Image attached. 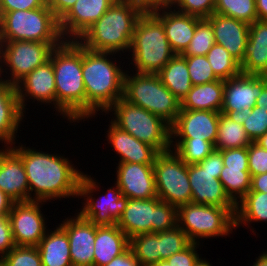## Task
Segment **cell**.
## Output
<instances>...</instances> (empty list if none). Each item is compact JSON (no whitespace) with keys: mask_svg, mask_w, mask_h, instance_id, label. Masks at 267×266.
Listing matches in <instances>:
<instances>
[{"mask_svg":"<svg viewBox=\"0 0 267 266\" xmlns=\"http://www.w3.org/2000/svg\"><path fill=\"white\" fill-rule=\"evenodd\" d=\"M25 167L29 191L35 192L33 200L78 196L79 182L83 173L74 169L73 164L64 157L46 154L21 147L11 148Z\"/></svg>","mask_w":267,"mask_h":266,"instance_id":"6da1fadb","label":"cell"},{"mask_svg":"<svg viewBox=\"0 0 267 266\" xmlns=\"http://www.w3.org/2000/svg\"><path fill=\"white\" fill-rule=\"evenodd\" d=\"M55 74L56 108L73 122L86 118V91L82 74V45L65 40L49 59Z\"/></svg>","mask_w":267,"mask_h":266,"instance_id":"7a4b0ae2","label":"cell"},{"mask_svg":"<svg viewBox=\"0 0 267 266\" xmlns=\"http://www.w3.org/2000/svg\"><path fill=\"white\" fill-rule=\"evenodd\" d=\"M144 11L133 1L115 0L109 9L77 40L97 52L130 50L136 21ZM83 40V41H82Z\"/></svg>","mask_w":267,"mask_h":266,"instance_id":"3957f363","label":"cell"},{"mask_svg":"<svg viewBox=\"0 0 267 266\" xmlns=\"http://www.w3.org/2000/svg\"><path fill=\"white\" fill-rule=\"evenodd\" d=\"M112 52H97L82 46V74L86 91V117L96 110H107L123 98L124 75L115 63L107 59Z\"/></svg>","mask_w":267,"mask_h":266,"instance_id":"277c9868","label":"cell"},{"mask_svg":"<svg viewBox=\"0 0 267 266\" xmlns=\"http://www.w3.org/2000/svg\"><path fill=\"white\" fill-rule=\"evenodd\" d=\"M131 48L138 73L157 74L175 55L162 21L152 11H144L136 21Z\"/></svg>","mask_w":267,"mask_h":266,"instance_id":"5b68a950","label":"cell"},{"mask_svg":"<svg viewBox=\"0 0 267 266\" xmlns=\"http://www.w3.org/2000/svg\"><path fill=\"white\" fill-rule=\"evenodd\" d=\"M59 20L45 4L34 10L0 13V41H33L60 45ZM62 39V40H61Z\"/></svg>","mask_w":267,"mask_h":266,"instance_id":"8992f818","label":"cell"},{"mask_svg":"<svg viewBox=\"0 0 267 266\" xmlns=\"http://www.w3.org/2000/svg\"><path fill=\"white\" fill-rule=\"evenodd\" d=\"M135 75L131 77L125 73L123 99L155 114L172 126L180 112V101L163 85L158 74Z\"/></svg>","mask_w":267,"mask_h":266,"instance_id":"52a82bcc","label":"cell"},{"mask_svg":"<svg viewBox=\"0 0 267 266\" xmlns=\"http://www.w3.org/2000/svg\"><path fill=\"white\" fill-rule=\"evenodd\" d=\"M112 109L116 117L112 122L139 141L153 146L158 152H165L173 147L171 126L160 117L123 98L117 100L107 111Z\"/></svg>","mask_w":267,"mask_h":266,"instance_id":"ba28073f","label":"cell"},{"mask_svg":"<svg viewBox=\"0 0 267 266\" xmlns=\"http://www.w3.org/2000/svg\"><path fill=\"white\" fill-rule=\"evenodd\" d=\"M177 216V207L158 197L129 199L116 225L131 239L140 234L171 230L178 226Z\"/></svg>","mask_w":267,"mask_h":266,"instance_id":"9c48e42d","label":"cell"},{"mask_svg":"<svg viewBox=\"0 0 267 266\" xmlns=\"http://www.w3.org/2000/svg\"><path fill=\"white\" fill-rule=\"evenodd\" d=\"M235 212L236 207H217L190 202L177 208V222L188 239L197 243L196 239L199 237L228 235L235 228Z\"/></svg>","mask_w":267,"mask_h":266,"instance_id":"30bf717a","label":"cell"},{"mask_svg":"<svg viewBox=\"0 0 267 266\" xmlns=\"http://www.w3.org/2000/svg\"><path fill=\"white\" fill-rule=\"evenodd\" d=\"M157 197L177 208L192 202L188 165L172 150L159 152L153 164Z\"/></svg>","mask_w":267,"mask_h":266,"instance_id":"8fae6325","label":"cell"},{"mask_svg":"<svg viewBox=\"0 0 267 266\" xmlns=\"http://www.w3.org/2000/svg\"><path fill=\"white\" fill-rule=\"evenodd\" d=\"M4 46V50H3ZM58 45L33 41H0V62L11 67L12 80L6 82L17 86L19 82L38 66L49 61L53 49Z\"/></svg>","mask_w":267,"mask_h":266,"instance_id":"7c38bea8","label":"cell"},{"mask_svg":"<svg viewBox=\"0 0 267 266\" xmlns=\"http://www.w3.org/2000/svg\"><path fill=\"white\" fill-rule=\"evenodd\" d=\"M96 188H98L96 182L91 177L82 174L79 182L78 196H90L86 198L85 206L79 214L97 226H113L117 224L126 209L129 198L123 196V193L116 185V189H108L102 201H94L95 198L92 199L91 193L95 192Z\"/></svg>","mask_w":267,"mask_h":266,"instance_id":"4fadbf2b","label":"cell"},{"mask_svg":"<svg viewBox=\"0 0 267 266\" xmlns=\"http://www.w3.org/2000/svg\"><path fill=\"white\" fill-rule=\"evenodd\" d=\"M267 76L240 74L224 81L222 114L240 118L256 106Z\"/></svg>","mask_w":267,"mask_h":266,"instance_id":"5bb4252c","label":"cell"},{"mask_svg":"<svg viewBox=\"0 0 267 266\" xmlns=\"http://www.w3.org/2000/svg\"><path fill=\"white\" fill-rule=\"evenodd\" d=\"M41 202H14L8 217L16 246H38L46 235L45 220L39 206Z\"/></svg>","mask_w":267,"mask_h":266,"instance_id":"9a60e30c","label":"cell"},{"mask_svg":"<svg viewBox=\"0 0 267 266\" xmlns=\"http://www.w3.org/2000/svg\"><path fill=\"white\" fill-rule=\"evenodd\" d=\"M221 172H210L198 164L188 165V178L192 190V203L217 207H237L228 197L222 182Z\"/></svg>","mask_w":267,"mask_h":266,"instance_id":"2e32d148","label":"cell"},{"mask_svg":"<svg viewBox=\"0 0 267 266\" xmlns=\"http://www.w3.org/2000/svg\"><path fill=\"white\" fill-rule=\"evenodd\" d=\"M220 112L180 109L171 126V138H194L215 144ZM174 136V137H173Z\"/></svg>","mask_w":267,"mask_h":266,"instance_id":"e0dca14e","label":"cell"},{"mask_svg":"<svg viewBox=\"0 0 267 266\" xmlns=\"http://www.w3.org/2000/svg\"><path fill=\"white\" fill-rule=\"evenodd\" d=\"M68 235L73 266H94L96 225L79 213L59 225Z\"/></svg>","mask_w":267,"mask_h":266,"instance_id":"ac0fdd59","label":"cell"},{"mask_svg":"<svg viewBox=\"0 0 267 266\" xmlns=\"http://www.w3.org/2000/svg\"><path fill=\"white\" fill-rule=\"evenodd\" d=\"M117 185L129 199L157 197L153 164L119 163Z\"/></svg>","mask_w":267,"mask_h":266,"instance_id":"d6986e66","label":"cell"},{"mask_svg":"<svg viewBox=\"0 0 267 266\" xmlns=\"http://www.w3.org/2000/svg\"><path fill=\"white\" fill-rule=\"evenodd\" d=\"M0 190L14 202L33 200L22 159L11 149L0 150Z\"/></svg>","mask_w":267,"mask_h":266,"instance_id":"ffe728a7","label":"cell"},{"mask_svg":"<svg viewBox=\"0 0 267 266\" xmlns=\"http://www.w3.org/2000/svg\"><path fill=\"white\" fill-rule=\"evenodd\" d=\"M115 0H77L68 13L59 21L62 37L72 36L77 40L96 22ZM76 37V38H75Z\"/></svg>","mask_w":267,"mask_h":266,"instance_id":"44dd1931","label":"cell"},{"mask_svg":"<svg viewBox=\"0 0 267 266\" xmlns=\"http://www.w3.org/2000/svg\"><path fill=\"white\" fill-rule=\"evenodd\" d=\"M207 20L212 25L215 43L223 46L241 64L244 59L250 25L216 13L209 16Z\"/></svg>","mask_w":267,"mask_h":266,"instance_id":"7402d4cb","label":"cell"},{"mask_svg":"<svg viewBox=\"0 0 267 266\" xmlns=\"http://www.w3.org/2000/svg\"><path fill=\"white\" fill-rule=\"evenodd\" d=\"M16 90L22 111L26 106L24 103L27 95H30L42 103L52 104L53 102L56 108L55 74L52 62L49 60L45 64L34 69L17 84Z\"/></svg>","mask_w":267,"mask_h":266,"instance_id":"603a6c76","label":"cell"},{"mask_svg":"<svg viewBox=\"0 0 267 266\" xmlns=\"http://www.w3.org/2000/svg\"><path fill=\"white\" fill-rule=\"evenodd\" d=\"M241 73L267 76V21L250 24Z\"/></svg>","mask_w":267,"mask_h":266,"instance_id":"cb8c5ba5","label":"cell"},{"mask_svg":"<svg viewBox=\"0 0 267 266\" xmlns=\"http://www.w3.org/2000/svg\"><path fill=\"white\" fill-rule=\"evenodd\" d=\"M109 127L107 137L115 151L121 155L119 163L154 164L159 152L153 146L120 129L112 120Z\"/></svg>","mask_w":267,"mask_h":266,"instance_id":"d4e9b609","label":"cell"},{"mask_svg":"<svg viewBox=\"0 0 267 266\" xmlns=\"http://www.w3.org/2000/svg\"><path fill=\"white\" fill-rule=\"evenodd\" d=\"M159 9L152 11L161 21L170 47L175 54H182L192 40L196 24L201 20L196 16L174 11Z\"/></svg>","mask_w":267,"mask_h":266,"instance_id":"484cf974","label":"cell"},{"mask_svg":"<svg viewBox=\"0 0 267 266\" xmlns=\"http://www.w3.org/2000/svg\"><path fill=\"white\" fill-rule=\"evenodd\" d=\"M23 111L20 108L16 86L0 79V140L5 144H14L15 134ZM16 131V133H15Z\"/></svg>","mask_w":267,"mask_h":266,"instance_id":"4316f807","label":"cell"},{"mask_svg":"<svg viewBox=\"0 0 267 266\" xmlns=\"http://www.w3.org/2000/svg\"><path fill=\"white\" fill-rule=\"evenodd\" d=\"M94 244V266L108 264L130 248V239L116 224L97 226Z\"/></svg>","mask_w":267,"mask_h":266,"instance_id":"83f0119b","label":"cell"},{"mask_svg":"<svg viewBox=\"0 0 267 266\" xmlns=\"http://www.w3.org/2000/svg\"><path fill=\"white\" fill-rule=\"evenodd\" d=\"M224 96V81L193 85L180 102V109L221 112Z\"/></svg>","mask_w":267,"mask_h":266,"instance_id":"f1b7e54d","label":"cell"},{"mask_svg":"<svg viewBox=\"0 0 267 266\" xmlns=\"http://www.w3.org/2000/svg\"><path fill=\"white\" fill-rule=\"evenodd\" d=\"M43 266H73L67 233L59 226L47 233L37 246Z\"/></svg>","mask_w":267,"mask_h":266,"instance_id":"f546056e","label":"cell"},{"mask_svg":"<svg viewBox=\"0 0 267 266\" xmlns=\"http://www.w3.org/2000/svg\"><path fill=\"white\" fill-rule=\"evenodd\" d=\"M163 85L181 102L192 88L186 58L174 57L157 73Z\"/></svg>","mask_w":267,"mask_h":266,"instance_id":"4dcf8cb0","label":"cell"},{"mask_svg":"<svg viewBox=\"0 0 267 266\" xmlns=\"http://www.w3.org/2000/svg\"><path fill=\"white\" fill-rule=\"evenodd\" d=\"M251 143L240 118L220 113L215 150L243 148Z\"/></svg>","mask_w":267,"mask_h":266,"instance_id":"1f68e13d","label":"cell"},{"mask_svg":"<svg viewBox=\"0 0 267 266\" xmlns=\"http://www.w3.org/2000/svg\"><path fill=\"white\" fill-rule=\"evenodd\" d=\"M236 206L235 228L241 223L267 221V193L248 192Z\"/></svg>","mask_w":267,"mask_h":266,"instance_id":"d6a6232c","label":"cell"},{"mask_svg":"<svg viewBox=\"0 0 267 266\" xmlns=\"http://www.w3.org/2000/svg\"><path fill=\"white\" fill-rule=\"evenodd\" d=\"M219 180L222 182L228 197L236 205L238 204L237 198L241 200L251 189L249 168H229L223 166Z\"/></svg>","mask_w":267,"mask_h":266,"instance_id":"836d02e7","label":"cell"},{"mask_svg":"<svg viewBox=\"0 0 267 266\" xmlns=\"http://www.w3.org/2000/svg\"><path fill=\"white\" fill-rule=\"evenodd\" d=\"M130 249L140 266H151L161 260L158 233H145L130 239Z\"/></svg>","mask_w":267,"mask_h":266,"instance_id":"e575fe53","label":"cell"},{"mask_svg":"<svg viewBox=\"0 0 267 266\" xmlns=\"http://www.w3.org/2000/svg\"><path fill=\"white\" fill-rule=\"evenodd\" d=\"M210 66L219 80H228L241 74L240 63L221 45L214 44L206 55Z\"/></svg>","mask_w":267,"mask_h":266,"instance_id":"d590c367","label":"cell"},{"mask_svg":"<svg viewBox=\"0 0 267 266\" xmlns=\"http://www.w3.org/2000/svg\"><path fill=\"white\" fill-rule=\"evenodd\" d=\"M214 13L243 21L249 25L258 20L256 0H215Z\"/></svg>","mask_w":267,"mask_h":266,"instance_id":"8d00e7d4","label":"cell"},{"mask_svg":"<svg viewBox=\"0 0 267 266\" xmlns=\"http://www.w3.org/2000/svg\"><path fill=\"white\" fill-rule=\"evenodd\" d=\"M173 149L180 159L187 165L198 164L214 150V144L207 140H194V138H179Z\"/></svg>","mask_w":267,"mask_h":266,"instance_id":"74e56055","label":"cell"},{"mask_svg":"<svg viewBox=\"0 0 267 266\" xmlns=\"http://www.w3.org/2000/svg\"><path fill=\"white\" fill-rule=\"evenodd\" d=\"M215 44V35L211 23L201 19L195 28V33L182 56H206Z\"/></svg>","mask_w":267,"mask_h":266,"instance_id":"f35d334b","label":"cell"},{"mask_svg":"<svg viewBox=\"0 0 267 266\" xmlns=\"http://www.w3.org/2000/svg\"><path fill=\"white\" fill-rule=\"evenodd\" d=\"M157 233L159 234L161 260L167 259L173 254L182 251L191 243L179 226Z\"/></svg>","mask_w":267,"mask_h":266,"instance_id":"ab89813d","label":"cell"},{"mask_svg":"<svg viewBox=\"0 0 267 266\" xmlns=\"http://www.w3.org/2000/svg\"><path fill=\"white\" fill-rule=\"evenodd\" d=\"M240 119L252 142L267 132V110L254 106L245 112Z\"/></svg>","mask_w":267,"mask_h":266,"instance_id":"60d3db41","label":"cell"},{"mask_svg":"<svg viewBox=\"0 0 267 266\" xmlns=\"http://www.w3.org/2000/svg\"><path fill=\"white\" fill-rule=\"evenodd\" d=\"M3 260L6 266H43L37 246H15Z\"/></svg>","mask_w":267,"mask_h":266,"instance_id":"b9f144b4","label":"cell"},{"mask_svg":"<svg viewBox=\"0 0 267 266\" xmlns=\"http://www.w3.org/2000/svg\"><path fill=\"white\" fill-rule=\"evenodd\" d=\"M192 85L206 84L219 80L206 56H184Z\"/></svg>","mask_w":267,"mask_h":266,"instance_id":"7bdbcfd3","label":"cell"},{"mask_svg":"<svg viewBox=\"0 0 267 266\" xmlns=\"http://www.w3.org/2000/svg\"><path fill=\"white\" fill-rule=\"evenodd\" d=\"M178 12L207 19L214 13L215 0H175Z\"/></svg>","mask_w":267,"mask_h":266,"instance_id":"ee69618b","label":"cell"},{"mask_svg":"<svg viewBox=\"0 0 267 266\" xmlns=\"http://www.w3.org/2000/svg\"><path fill=\"white\" fill-rule=\"evenodd\" d=\"M248 167L251 177L267 173V150L255 142L248 146Z\"/></svg>","mask_w":267,"mask_h":266,"instance_id":"f6af8a7d","label":"cell"},{"mask_svg":"<svg viewBox=\"0 0 267 266\" xmlns=\"http://www.w3.org/2000/svg\"><path fill=\"white\" fill-rule=\"evenodd\" d=\"M220 152L224 166L229 168H249L248 147L226 149Z\"/></svg>","mask_w":267,"mask_h":266,"instance_id":"bcb514c9","label":"cell"},{"mask_svg":"<svg viewBox=\"0 0 267 266\" xmlns=\"http://www.w3.org/2000/svg\"><path fill=\"white\" fill-rule=\"evenodd\" d=\"M197 244L191 242L185 249L173 254L166 260L170 263V266H194L199 258L198 253H196Z\"/></svg>","mask_w":267,"mask_h":266,"instance_id":"7dc6e473","label":"cell"},{"mask_svg":"<svg viewBox=\"0 0 267 266\" xmlns=\"http://www.w3.org/2000/svg\"><path fill=\"white\" fill-rule=\"evenodd\" d=\"M46 4V0H0V13L16 10H34Z\"/></svg>","mask_w":267,"mask_h":266,"instance_id":"c3c4849f","label":"cell"},{"mask_svg":"<svg viewBox=\"0 0 267 266\" xmlns=\"http://www.w3.org/2000/svg\"><path fill=\"white\" fill-rule=\"evenodd\" d=\"M11 224L8 216L0 218V257H4L15 247Z\"/></svg>","mask_w":267,"mask_h":266,"instance_id":"681fc988","label":"cell"},{"mask_svg":"<svg viewBox=\"0 0 267 266\" xmlns=\"http://www.w3.org/2000/svg\"><path fill=\"white\" fill-rule=\"evenodd\" d=\"M198 165L210 172H221L224 166L221 152L214 150L204 160L199 162Z\"/></svg>","mask_w":267,"mask_h":266,"instance_id":"f907efd6","label":"cell"},{"mask_svg":"<svg viewBox=\"0 0 267 266\" xmlns=\"http://www.w3.org/2000/svg\"><path fill=\"white\" fill-rule=\"evenodd\" d=\"M77 0H46L47 6L60 21L73 7Z\"/></svg>","mask_w":267,"mask_h":266,"instance_id":"816d5d0a","label":"cell"},{"mask_svg":"<svg viewBox=\"0 0 267 266\" xmlns=\"http://www.w3.org/2000/svg\"><path fill=\"white\" fill-rule=\"evenodd\" d=\"M136 5H138L143 11H154L159 9H170L175 0H132ZM172 5V6H171Z\"/></svg>","mask_w":267,"mask_h":266,"instance_id":"f5cc1de1","label":"cell"},{"mask_svg":"<svg viewBox=\"0 0 267 266\" xmlns=\"http://www.w3.org/2000/svg\"><path fill=\"white\" fill-rule=\"evenodd\" d=\"M103 266H140L132 250L129 248L126 252L112 259L108 264Z\"/></svg>","mask_w":267,"mask_h":266,"instance_id":"db71d44e","label":"cell"},{"mask_svg":"<svg viewBox=\"0 0 267 266\" xmlns=\"http://www.w3.org/2000/svg\"><path fill=\"white\" fill-rule=\"evenodd\" d=\"M249 192L267 193V173L251 177V189Z\"/></svg>","mask_w":267,"mask_h":266,"instance_id":"11a10c76","label":"cell"},{"mask_svg":"<svg viewBox=\"0 0 267 266\" xmlns=\"http://www.w3.org/2000/svg\"><path fill=\"white\" fill-rule=\"evenodd\" d=\"M14 201L3 191L0 190V218L8 216Z\"/></svg>","mask_w":267,"mask_h":266,"instance_id":"9f6ffc18","label":"cell"},{"mask_svg":"<svg viewBox=\"0 0 267 266\" xmlns=\"http://www.w3.org/2000/svg\"><path fill=\"white\" fill-rule=\"evenodd\" d=\"M258 20L267 21V0H256Z\"/></svg>","mask_w":267,"mask_h":266,"instance_id":"6f0895ef","label":"cell"},{"mask_svg":"<svg viewBox=\"0 0 267 266\" xmlns=\"http://www.w3.org/2000/svg\"><path fill=\"white\" fill-rule=\"evenodd\" d=\"M256 106L267 110V84L263 87L260 96L256 99Z\"/></svg>","mask_w":267,"mask_h":266,"instance_id":"680465c9","label":"cell"},{"mask_svg":"<svg viewBox=\"0 0 267 266\" xmlns=\"http://www.w3.org/2000/svg\"><path fill=\"white\" fill-rule=\"evenodd\" d=\"M253 266H267V252L260 255Z\"/></svg>","mask_w":267,"mask_h":266,"instance_id":"91938a15","label":"cell"},{"mask_svg":"<svg viewBox=\"0 0 267 266\" xmlns=\"http://www.w3.org/2000/svg\"><path fill=\"white\" fill-rule=\"evenodd\" d=\"M259 146L267 150V132L263 134L261 137H259L256 141Z\"/></svg>","mask_w":267,"mask_h":266,"instance_id":"94428289","label":"cell"},{"mask_svg":"<svg viewBox=\"0 0 267 266\" xmlns=\"http://www.w3.org/2000/svg\"><path fill=\"white\" fill-rule=\"evenodd\" d=\"M194 266H211L207 261L198 258L197 261L195 262Z\"/></svg>","mask_w":267,"mask_h":266,"instance_id":"6125c7cd","label":"cell"},{"mask_svg":"<svg viewBox=\"0 0 267 266\" xmlns=\"http://www.w3.org/2000/svg\"><path fill=\"white\" fill-rule=\"evenodd\" d=\"M151 266H170V263L164 259L152 264Z\"/></svg>","mask_w":267,"mask_h":266,"instance_id":"be15d7a7","label":"cell"},{"mask_svg":"<svg viewBox=\"0 0 267 266\" xmlns=\"http://www.w3.org/2000/svg\"><path fill=\"white\" fill-rule=\"evenodd\" d=\"M0 266H6L2 257H0Z\"/></svg>","mask_w":267,"mask_h":266,"instance_id":"e7e4bbea","label":"cell"}]
</instances>
